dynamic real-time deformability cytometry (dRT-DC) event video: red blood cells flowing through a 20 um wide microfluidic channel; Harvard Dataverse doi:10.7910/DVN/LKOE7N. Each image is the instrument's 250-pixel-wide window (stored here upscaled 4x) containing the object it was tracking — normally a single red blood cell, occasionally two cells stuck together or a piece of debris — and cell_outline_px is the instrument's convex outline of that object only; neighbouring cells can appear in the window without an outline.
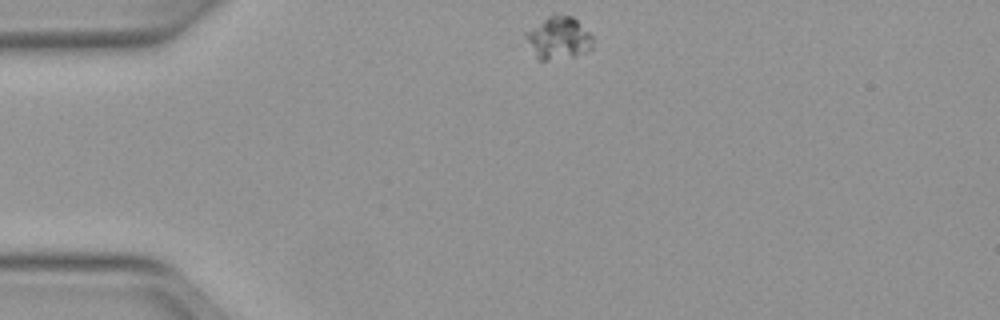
{"species": "Egyptian fruit bat (a non-hibernating species)", "species_latin": "Rousettus aegyptiacus", "temperature_condition": "warm", "stored_images_in_passage": 31, "camera_frame_rate_fps": 3000, "um_per_image_px": 0.085, "animal": {"sex": "female"}, "frame": {"image": 1, "passage_image": 1, "time_ms": 0.0, "image_size_px": [1000, 320], "cell_outline_px": [[592, 48], [588, 52], [572, 56], [548, 60], [540, 60], [536, 56], [524, 40], [524, 32], [548, 16], [556, 12], [572, 16], [592, 36]], "centroid_in_image_um": [47.44, 3.21], "position_along_channel_um": 37.6, "area_um2": 16.7}}
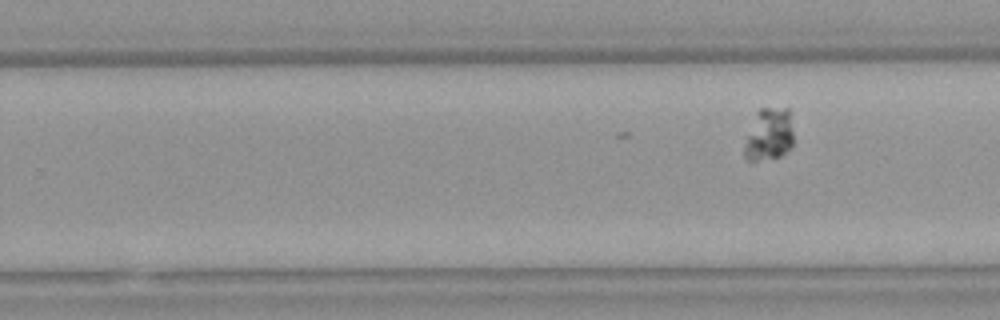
{"frame": {"image": 2, "passage_image": 22, "time_ms": 7.0, "image_size_px": [1000, 320], "cell_outline_px": [[792, 148], [780, 156], [752, 164], [744, 160], [744, 148], [756, 112], [760, 108], [788, 108], [792, 132]], "centroid_in_image_um": [65.34, 11.5], "position_along_channel_um": 264.5, "area_um2": 15.14}}
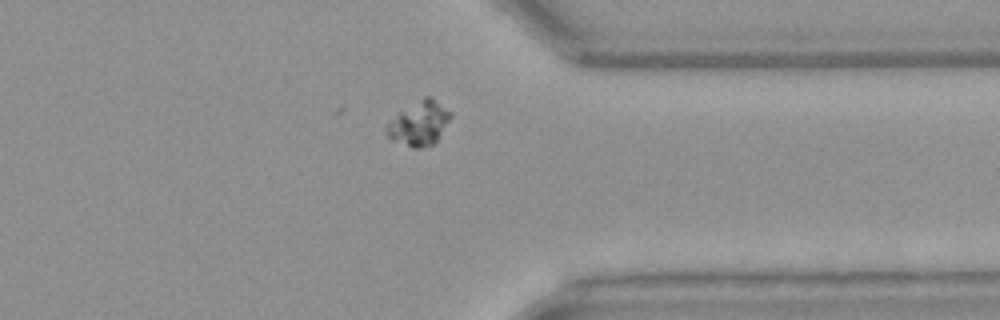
{"frame": {"image": 3, "passage_image": 31, "time_ms": 10.0, "image_size_px": [1000, 320], "cell_outline_px": [[452, 116], [436, 140], [432, 144], [420, 148], [412, 148], [388, 136], [384, 132], [384, 128], [388, 120], [424, 96], [432, 96], [452, 112]], "centroid_in_image_um": [35.62, 10.46], "position_along_channel_um": 375.8, "area_um2": 16.36}}